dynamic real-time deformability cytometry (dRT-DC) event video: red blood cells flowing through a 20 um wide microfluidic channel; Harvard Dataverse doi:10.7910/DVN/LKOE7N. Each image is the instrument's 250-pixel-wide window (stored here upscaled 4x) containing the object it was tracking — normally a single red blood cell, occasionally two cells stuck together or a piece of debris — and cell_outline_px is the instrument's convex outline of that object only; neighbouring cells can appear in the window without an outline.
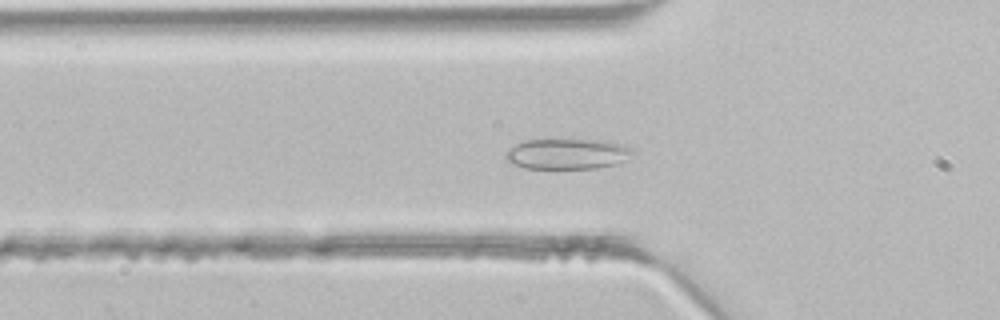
{"species": "common noctule bat (a hibernating species)", "species_latin": "Nyctalus noctula", "temperature_condition": "room temperature", "stored_images_in_passage": 39, "camera_frame_rate_fps": 3000, "um_per_image_px": 0.085, "animal": {"sex": "male", "body_mass_g": 21.5, "forearm_length_mm": 52.0}, "frame": {"image": 1, "passage_image": 10, "time_ms": 3.0, "image_size_px": [1000, 320], "cell_outline_px": [[632, 152], [624, 160], [616, 164], [596, 168], [524, 168], [504, 160], [504, 156], [508, 148], [524, 140], [600, 140], [620, 144], [632, 148]], "centroid_in_image_um": [48.14, 13.08], "position_along_channel_um": 77.7, "area_um2": 22.37}}
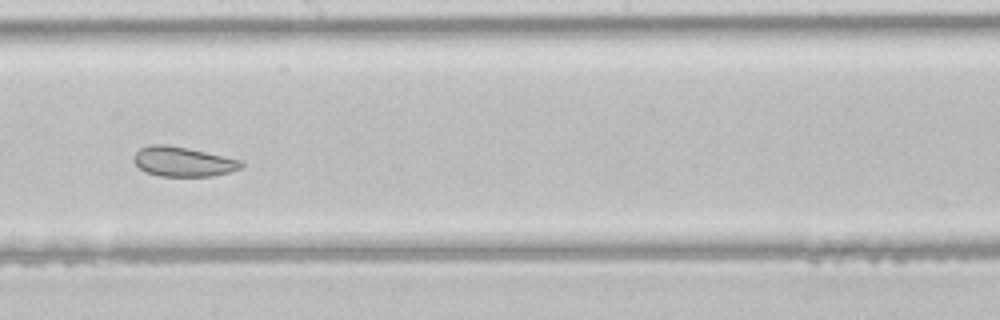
{"frame": {"image": 2, "passage_image": 20, "time_ms": 6.333, "image_size_px": [1000, 320], "cell_outline_px": [[244, 164], [240, 168], [228, 172], [212, 176], [160, 176], [148, 172], [140, 168], [132, 160], [136, 152], [140, 148], [148, 144], [168, 144], [188, 148], [244, 160]], "centroid_in_image_um": [15.56, 13.72], "position_along_channel_um": 232.6, "area_um2": 18.67}}
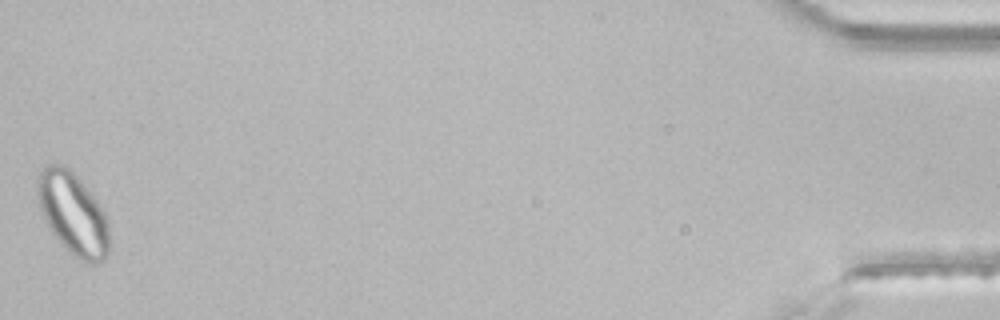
{"frame": {"image": 3, "passage_image": 39, "time_ms": 12.667, "image_size_px": [1000, 320], "cell_outline_px": [[108, 256], [100, 264], [84, 264], [52, 232], [40, 208], [36, 192], [36, 180], [40, 172], [48, 164], [64, 164], [76, 176], [96, 200], [104, 212], [108, 220]], "centroid_in_image_um": [6.21, 18.17], "position_along_channel_um": 429.0, "area_um2": 33.93}}